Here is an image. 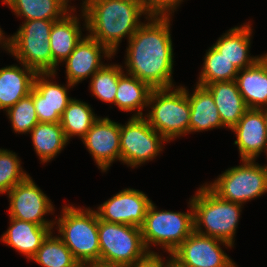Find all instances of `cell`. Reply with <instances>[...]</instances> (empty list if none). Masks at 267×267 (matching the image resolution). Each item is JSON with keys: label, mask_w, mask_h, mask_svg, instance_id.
Returning <instances> with one entry per match:
<instances>
[{"label": "cell", "mask_w": 267, "mask_h": 267, "mask_svg": "<svg viewBox=\"0 0 267 267\" xmlns=\"http://www.w3.org/2000/svg\"><path fill=\"white\" fill-rule=\"evenodd\" d=\"M187 96L191 106L189 133L224 127L214 98L205 86L196 84L192 94L187 90Z\"/></svg>", "instance_id": "24"}, {"label": "cell", "mask_w": 267, "mask_h": 267, "mask_svg": "<svg viewBox=\"0 0 267 267\" xmlns=\"http://www.w3.org/2000/svg\"><path fill=\"white\" fill-rule=\"evenodd\" d=\"M152 200L139 190L126 188L97 207L98 218L141 228Z\"/></svg>", "instance_id": "13"}, {"label": "cell", "mask_w": 267, "mask_h": 267, "mask_svg": "<svg viewBox=\"0 0 267 267\" xmlns=\"http://www.w3.org/2000/svg\"><path fill=\"white\" fill-rule=\"evenodd\" d=\"M52 232L43 240L41 247L31 260L42 267H81L70 249L59 236H53Z\"/></svg>", "instance_id": "29"}, {"label": "cell", "mask_w": 267, "mask_h": 267, "mask_svg": "<svg viewBox=\"0 0 267 267\" xmlns=\"http://www.w3.org/2000/svg\"><path fill=\"white\" fill-rule=\"evenodd\" d=\"M195 194L191 198L194 231L234 245L243 205L221 199L206 184L200 186Z\"/></svg>", "instance_id": "4"}, {"label": "cell", "mask_w": 267, "mask_h": 267, "mask_svg": "<svg viewBox=\"0 0 267 267\" xmlns=\"http://www.w3.org/2000/svg\"><path fill=\"white\" fill-rule=\"evenodd\" d=\"M103 56L109 59L114 55L88 34L83 36L73 52L63 61L66 64L67 82L75 86L86 78L92 77L105 65L101 61Z\"/></svg>", "instance_id": "16"}, {"label": "cell", "mask_w": 267, "mask_h": 267, "mask_svg": "<svg viewBox=\"0 0 267 267\" xmlns=\"http://www.w3.org/2000/svg\"><path fill=\"white\" fill-rule=\"evenodd\" d=\"M128 267H161V256L158 253H149L144 259Z\"/></svg>", "instance_id": "35"}, {"label": "cell", "mask_w": 267, "mask_h": 267, "mask_svg": "<svg viewBox=\"0 0 267 267\" xmlns=\"http://www.w3.org/2000/svg\"><path fill=\"white\" fill-rule=\"evenodd\" d=\"M90 106L86 102L73 98L69 101L60 121L68 141L73 136H79L82 139L99 118Z\"/></svg>", "instance_id": "28"}, {"label": "cell", "mask_w": 267, "mask_h": 267, "mask_svg": "<svg viewBox=\"0 0 267 267\" xmlns=\"http://www.w3.org/2000/svg\"><path fill=\"white\" fill-rule=\"evenodd\" d=\"M183 0H142L148 16L171 17ZM175 10V11H174Z\"/></svg>", "instance_id": "34"}, {"label": "cell", "mask_w": 267, "mask_h": 267, "mask_svg": "<svg viewBox=\"0 0 267 267\" xmlns=\"http://www.w3.org/2000/svg\"><path fill=\"white\" fill-rule=\"evenodd\" d=\"M91 267H128L126 265H110L98 262L97 264L92 265Z\"/></svg>", "instance_id": "38"}, {"label": "cell", "mask_w": 267, "mask_h": 267, "mask_svg": "<svg viewBox=\"0 0 267 267\" xmlns=\"http://www.w3.org/2000/svg\"><path fill=\"white\" fill-rule=\"evenodd\" d=\"M241 162L206 185L221 199L243 205L267 192V167L255 160L242 159Z\"/></svg>", "instance_id": "9"}, {"label": "cell", "mask_w": 267, "mask_h": 267, "mask_svg": "<svg viewBox=\"0 0 267 267\" xmlns=\"http://www.w3.org/2000/svg\"><path fill=\"white\" fill-rule=\"evenodd\" d=\"M238 72L232 62L211 46L205 54L197 84L205 86L217 81L235 80Z\"/></svg>", "instance_id": "30"}, {"label": "cell", "mask_w": 267, "mask_h": 267, "mask_svg": "<svg viewBox=\"0 0 267 267\" xmlns=\"http://www.w3.org/2000/svg\"><path fill=\"white\" fill-rule=\"evenodd\" d=\"M83 25L89 36L104 45L113 55L122 38L129 40L143 24L142 15L149 16L142 0H83Z\"/></svg>", "instance_id": "2"}, {"label": "cell", "mask_w": 267, "mask_h": 267, "mask_svg": "<svg viewBox=\"0 0 267 267\" xmlns=\"http://www.w3.org/2000/svg\"><path fill=\"white\" fill-rule=\"evenodd\" d=\"M251 28L249 22L248 24L244 23L239 27L231 28L212 45L232 62L238 70L252 66L261 58V56L252 57L249 55L253 30Z\"/></svg>", "instance_id": "19"}, {"label": "cell", "mask_w": 267, "mask_h": 267, "mask_svg": "<svg viewBox=\"0 0 267 267\" xmlns=\"http://www.w3.org/2000/svg\"><path fill=\"white\" fill-rule=\"evenodd\" d=\"M162 142H167L155 131L144 117H130L125 125L120 124V149L122 163L136 168L152 161L163 151Z\"/></svg>", "instance_id": "10"}, {"label": "cell", "mask_w": 267, "mask_h": 267, "mask_svg": "<svg viewBox=\"0 0 267 267\" xmlns=\"http://www.w3.org/2000/svg\"><path fill=\"white\" fill-rule=\"evenodd\" d=\"M220 245H233L224 240L193 231L170 255L181 267H237Z\"/></svg>", "instance_id": "11"}, {"label": "cell", "mask_w": 267, "mask_h": 267, "mask_svg": "<svg viewBox=\"0 0 267 267\" xmlns=\"http://www.w3.org/2000/svg\"><path fill=\"white\" fill-rule=\"evenodd\" d=\"M147 107L151 111L143 117L167 143L189 133L191 106L184 86L153 89Z\"/></svg>", "instance_id": "5"}, {"label": "cell", "mask_w": 267, "mask_h": 267, "mask_svg": "<svg viewBox=\"0 0 267 267\" xmlns=\"http://www.w3.org/2000/svg\"><path fill=\"white\" fill-rule=\"evenodd\" d=\"M11 0H2L3 4H7L10 2Z\"/></svg>", "instance_id": "40"}, {"label": "cell", "mask_w": 267, "mask_h": 267, "mask_svg": "<svg viewBox=\"0 0 267 267\" xmlns=\"http://www.w3.org/2000/svg\"><path fill=\"white\" fill-rule=\"evenodd\" d=\"M122 72L121 65L105 64L91 77L90 91L102 102L114 104L119 76Z\"/></svg>", "instance_id": "31"}, {"label": "cell", "mask_w": 267, "mask_h": 267, "mask_svg": "<svg viewBox=\"0 0 267 267\" xmlns=\"http://www.w3.org/2000/svg\"><path fill=\"white\" fill-rule=\"evenodd\" d=\"M15 133L27 134L39 122L33 102V97L28 96L20 99L14 106L6 110Z\"/></svg>", "instance_id": "33"}, {"label": "cell", "mask_w": 267, "mask_h": 267, "mask_svg": "<svg viewBox=\"0 0 267 267\" xmlns=\"http://www.w3.org/2000/svg\"><path fill=\"white\" fill-rule=\"evenodd\" d=\"M9 220L11 225L1 236V241L24 254L29 261L35 256L43 240L55 227L40 226L15 218H10Z\"/></svg>", "instance_id": "20"}, {"label": "cell", "mask_w": 267, "mask_h": 267, "mask_svg": "<svg viewBox=\"0 0 267 267\" xmlns=\"http://www.w3.org/2000/svg\"><path fill=\"white\" fill-rule=\"evenodd\" d=\"M212 94L224 128L230 130L248 110L235 80L205 85Z\"/></svg>", "instance_id": "23"}, {"label": "cell", "mask_w": 267, "mask_h": 267, "mask_svg": "<svg viewBox=\"0 0 267 267\" xmlns=\"http://www.w3.org/2000/svg\"><path fill=\"white\" fill-rule=\"evenodd\" d=\"M265 121H266V128H267V108L265 109Z\"/></svg>", "instance_id": "39"}, {"label": "cell", "mask_w": 267, "mask_h": 267, "mask_svg": "<svg viewBox=\"0 0 267 267\" xmlns=\"http://www.w3.org/2000/svg\"><path fill=\"white\" fill-rule=\"evenodd\" d=\"M161 267H181V266H179L171 257L168 260L163 259L161 257Z\"/></svg>", "instance_id": "37"}, {"label": "cell", "mask_w": 267, "mask_h": 267, "mask_svg": "<svg viewBox=\"0 0 267 267\" xmlns=\"http://www.w3.org/2000/svg\"><path fill=\"white\" fill-rule=\"evenodd\" d=\"M4 31L1 30L0 28V46L2 48H4V50L8 51L10 53V39L11 37H5V35H3Z\"/></svg>", "instance_id": "36"}, {"label": "cell", "mask_w": 267, "mask_h": 267, "mask_svg": "<svg viewBox=\"0 0 267 267\" xmlns=\"http://www.w3.org/2000/svg\"><path fill=\"white\" fill-rule=\"evenodd\" d=\"M75 9L73 8L62 19L55 21L51 28L49 41L53 57V73H57L59 63L69 57L83 38L79 24L80 18L72 13L76 11Z\"/></svg>", "instance_id": "22"}, {"label": "cell", "mask_w": 267, "mask_h": 267, "mask_svg": "<svg viewBox=\"0 0 267 267\" xmlns=\"http://www.w3.org/2000/svg\"><path fill=\"white\" fill-rule=\"evenodd\" d=\"M28 176L29 174L23 170L15 152L0 149V194L8 193Z\"/></svg>", "instance_id": "32"}, {"label": "cell", "mask_w": 267, "mask_h": 267, "mask_svg": "<svg viewBox=\"0 0 267 267\" xmlns=\"http://www.w3.org/2000/svg\"><path fill=\"white\" fill-rule=\"evenodd\" d=\"M69 0H11L8 7L17 17L28 20L62 19L74 7L68 5Z\"/></svg>", "instance_id": "26"}, {"label": "cell", "mask_w": 267, "mask_h": 267, "mask_svg": "<svg viewBox=\"0 0 267 267\" xmlns=\"http://www.w3.org/2000/svg\"><path fill=\"white\" fill-rule=\"evenodd\" d=\"M21 66L10 65L0 68V109L3 111L28 96L33 88L37 73L24 64Z\"/></svg>", "instance_id": "21"}, {"label": "cell", "mask_w": 267, "mask_h": 267, "mask_svg": "<svg viewBox=\"0 0 267 267\" xmlns=\"http://www.w3.org/2000/svg\"><path fill=\"white\" fill-rule=\"evenodd\" d=\"M188 212L157 210L153 202L148 207L141 226L143 243L149 253H156L150 246H161L170 254L194 231V211L189 201Z\"/></svg>", "instance_id": "6"}, {"label": "cell", "mask_w": 267, "mask_h": 267, "mask_svg": "<svg viewBox=\"0 0 267 267\" xmlns=\"http://www.w3.org/2000/svg\"><path fill=\"white\" fill-rule=\"evenodd\" d=\"M236 134L240 160H255L261 152L267 155L265 109H248L231 129Z\"/></svg>", "instance_id": "17"}, {"label": "cell", "mask_w": 267, "mask_h": 267, "mask_svg": "<svg viewBox=\"0 0 267 267\" xmlns=\"http://www.w3.org/2000/svg\"><path fill=\"white\" fill-rule=\"evenodd\" d=\"M100 262L110 265H132L144 259L147 251L141 228L109 223L98 218Z\"/></svg>", "instance_id": "8"}, {"label": "cell", "mask_w": 267, "mask_h": 267, "mask_svg": "<svg viewBox=\"0 0 267 267\" xmlns=\"http://www.w3.org/2000/svg\"><path fill=\"white\" fill-rule=\"evenodd\" d=\"M54 20H28L10 39V53L36 73H53L50 31Z\"/></svg>", "instance_id": "7"}, {"label": "cell", "mask_w": 267, "mask_h": 267, "mask_svg": "<svg viewBox=\"0 0 267 267\" xmlns=\"http://www.w3.org/2000/svg\"><path fill=\"white\" fill-rule=\"evenodd\" d=\"M61 211L54 225L57 224L59 238L75 260L81 267H91L100 262L97 212L66 204Z\"/></svg>", "instance_id": "3"}, {"label": "cell", "mask_w": 267, "mask_h": 267, "mask_svg": "<svg viewBox=\"0 0 267 267\" xmlns=\"http://www.w3.org/2000/svg\"><path fill=\"white\" fill-rule=\"evenodd\" d=\"M152 90L148 83L123 71L119 76L114 105L125 112L137 111L133 117H143L142 111L148 106Z\"/></svg>", "instance_id": "25"}, {"label": "cell", "mask_w": 267, "mask_h": 267, "mask_svg": "<svg viewBox=\"0 0 267 267\" xmlns=\"http://www.w3.org/2000/svg\"><path fill=\"white\" fill-rule=\"evenodd\" d=\"M56 73H37L30 95L33 97L39 122L59 123L65 108L72 99L68 96L72 84L64 86L49 80ZM49 78V79H48Z\"/></svg>", "instance_id": "15"}, {"label": "cell", "mask_w": 267, "mask_h": 267, "mask_svg": "<svg viewBox=\"0 0 267 267\" xmlns=\"http://www.w3.org/2000/svg\"><path fill=\"white\" fill-rule=\"evenodd\" d=\"M81 140L102 172L121 161L120 123L99 117Z\"/></svg>", "instance_id": "14"}, {"label": "cell", "mask_w": 267, "mask_h": 267, "mask_svg": "<svg viewBox=\"0 0 267 267\" xmlns=\"http://www.w3.org/2000/svg\"><path fill=\"white\" fill-rule=\"evenodd\" d=\"M9 218L35 223L40 226H54L44 216L54 213V206L50 198L38 187L30 175L16 184L8 193Z\"/></svg>", "instance_id": "12"}, {"label": "cell", "mask_w": 267, "mask_h": 267, "mask_svg": "<svg viewBox=\"0 0 267 267\" xmlns=\"http://www.w3.org/2000/svg\"><path fill=\"white\" fill-rule=\"evenodd\" d=\"M171 17L149 16L128 40L125 66L128 74L153 89L172 88L174 54Z\"/></svg>", "instance_id": "1"}, {"label": "cell", "mask_w": 267, "mask_h": 267, "mask_svg": "<svg viewBox=\"0 0 267 267\" xmlns=\"http://www.w3.org/2000/svg\"><path fill=\"white\" fill-rule=\"evenodd\" d=\"M235 81L248 109L267 108V54L239 70Z\"/></svg>", "instance_id": "18"}, {"label": "cell", "mask_w": 267, "mask_h": 267, "mask_svg": "<svg viewBox=\"0 0 267 267\" xmlns=\"http://www.w3.org/2000/svg\"><path fill=\"white\" fill-rule=\"evenodd\" d=\"M30 133L34 151L43 164L54 159L69 142L60 122H38Z\"/></svg>", "instance_id": "27"}]
</instances>
